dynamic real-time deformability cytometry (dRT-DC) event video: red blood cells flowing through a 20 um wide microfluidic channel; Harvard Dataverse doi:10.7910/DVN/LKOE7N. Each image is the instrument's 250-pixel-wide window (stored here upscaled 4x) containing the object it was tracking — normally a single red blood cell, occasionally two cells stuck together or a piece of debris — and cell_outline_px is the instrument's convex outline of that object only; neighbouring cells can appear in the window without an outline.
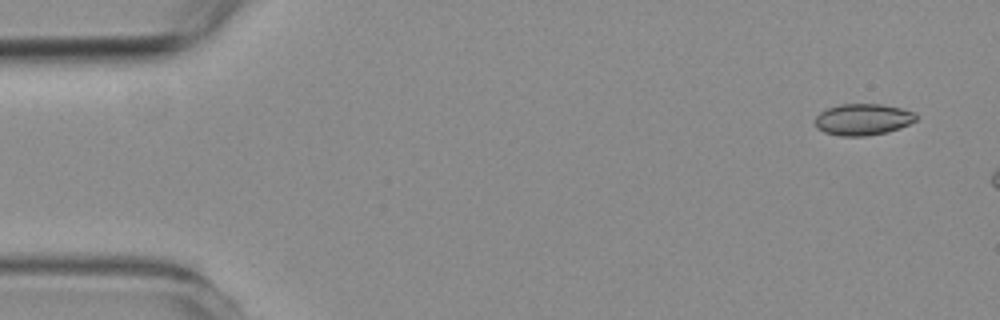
{"species": "common noctule bat (a hibernating species)", "species_latin": "Nyctalus noctula", "temperature_condition": "room temperature", "stored_images_in_passage": 10, "camera_frame_rate_fps": 3000, "um_per_image_px": 0.085, "animal": {"sex": "female", "body_mass_g": 19.3, "forearm_length_mm": 54.1}, "frame": {"image": 1, "passage_image": 1, "time_ms": 0.0, "image_size_px": [1000, 320], "cell_outline_px": [[916, 120], [900, 128], [888, 132], [864, 136], [840, 136], [824, 132], [816, 128], [816, 116], [820, 112], [828, 108], [840, 104], [880, 104], [900, 108], [916, 112]], "centroid_in_image_um": [73.34, 10.15], "position_along_channel_um": 11.7, "area_um2": 18.5}}